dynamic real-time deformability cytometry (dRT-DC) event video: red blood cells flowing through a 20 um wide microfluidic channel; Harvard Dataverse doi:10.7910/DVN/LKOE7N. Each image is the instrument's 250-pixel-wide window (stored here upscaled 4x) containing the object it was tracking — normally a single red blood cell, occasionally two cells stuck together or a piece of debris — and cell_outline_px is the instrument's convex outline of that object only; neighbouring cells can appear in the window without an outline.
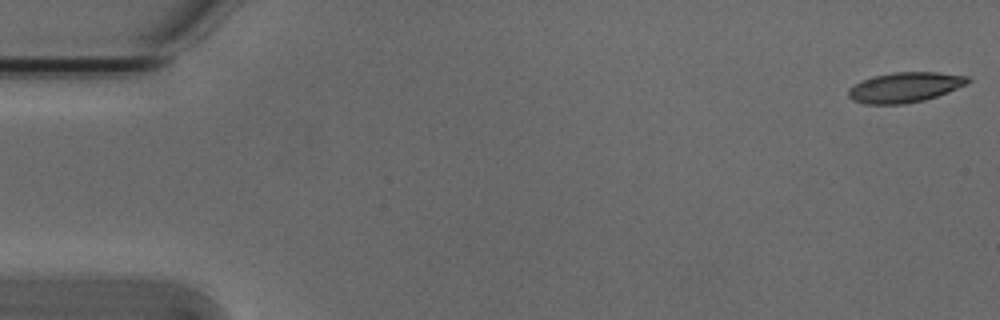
{"species": "Egyptian fruit bat (a non-hibernating species)", "species_latin": "Rousettus aegyptiacus", "temperature_condition": "cold", "stored_images_in_passage": 53, "camera_frame_rate_fps": 3000, "um_per_image_px": 0.085, "animal": {"sex": "male"}, "frame": {"image": 1, "passage_image": 1, "time_ms": 0.0, "image_size_px": [1000, 320], "cell_outline_px": [[972, 80], [948, 92], [924, 100], [904, 104], [864, 104], [852, 100], [848, 96], [848, 88], [872, 76], [892, 72], [940, 72], [968, 76]], "centroid_in_image_um": [76.9, 7.42], "position_along_channel_um": 8.1, "area_um2": 20.92}}
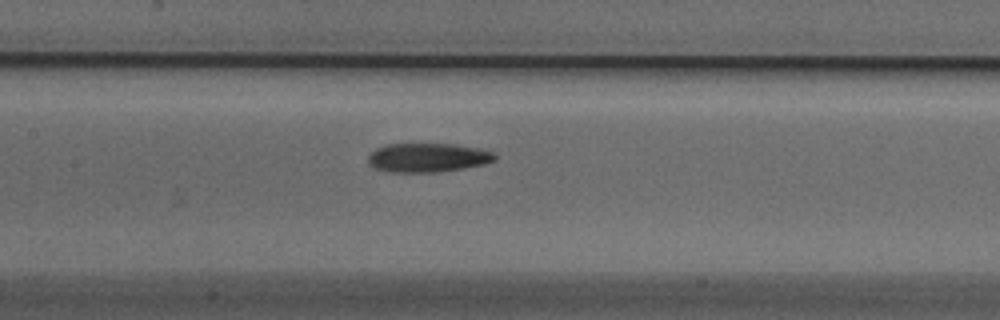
{"frame": {"image": 2, "passage_image": 25, "time_ms": 8.0, "image_size_px": [1000, 320], "cell_outline_px": [[496, 160], [484, 164], [440, 172], [392, 172], [376, 168], [368, 164], [368, 156], [376, 148], [384, 144], [456, 144], [480, 148], [492, 152], [496, 156]], "centroid_in_image_um": [36.36, 13.39], "position_along_channel_um": 171.0, "area_um2": 21.44}}
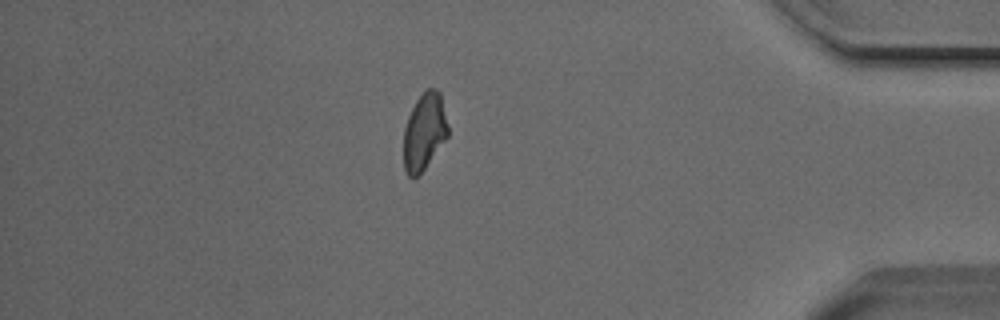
{"frame": {"image": 3, "passage_image": 46, "time_ms": 15.0, "image_size_px": [1000, 320], "cell_outline_px": [[448, 136], [424, 168], [412, 180], [408, 176], [404, 168], [404, 128], [408, 116], [416, 100], [428, 88], [436, 88], [440, 92], [448, 128]], "centroid_in_image_um": [36.05, 11.19], "position_along_channel_um": 399.1, "area_um2": 19.59}}